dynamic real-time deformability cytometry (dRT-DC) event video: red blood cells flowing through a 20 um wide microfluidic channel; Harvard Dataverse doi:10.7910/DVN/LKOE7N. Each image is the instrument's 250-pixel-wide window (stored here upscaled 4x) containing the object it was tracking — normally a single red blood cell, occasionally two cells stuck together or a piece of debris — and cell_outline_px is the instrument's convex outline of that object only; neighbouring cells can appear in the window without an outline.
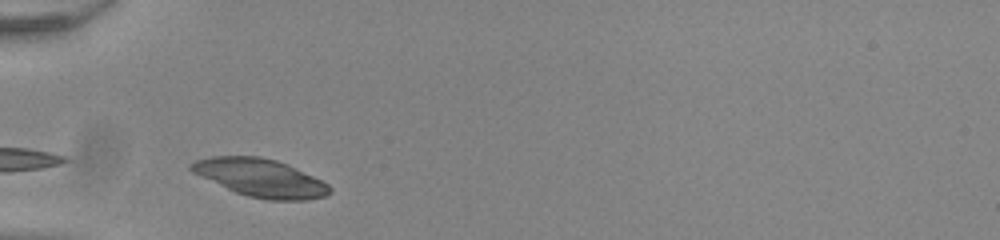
{"species": "common noctule bat (a hibernating species)", "species_latin": "Nyctalus noctula", "temperature_condition": "room temperature", "stored_images_in_passage": 7, "camera_frame_rate_fps": 3000, "um_per_image_px": 0.085, "animal": {"sex": "male", "body_mass_g": 20.0, "forearm_length_mm": 53.3}, "frame": {"image": 1, "passage_image": 3, "time_ms": 0.667, "image_size_px": [1000, 240], "cell_outline_px": [[332, 192], [328, 196], [308, 200], [268, 200], [248, 196], [236, 192], [192, 172], [188, 168], [188, 164], [196, 160], [212, 156], [260, 156], [276, 160], [288, 164], [328, 184], [332, 188]], "centroid_in_image_um": [22.16, 15.11], "position_along_channel_um": 62.8, "area_um2": 30.52}}